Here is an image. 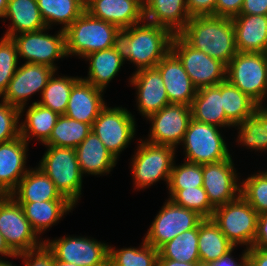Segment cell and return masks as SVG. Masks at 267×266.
<instances>
[{
    "instance_id": "cell-1",
    "label": "cell",
    "mask_w": 267,
    "mask_h": 266,
    "mask_svg": "<svg viewBox=\"0 0 267 266\" xmlns=\"http://www.w3.org/2000/svg\"><path fill=\"white\" fill-rule=\"evenodd\" d=\"M128 28H121L114 35L113 49L123 61L137 66V71L156 67L171 50L174 34L164 26L144 20Z\"/></svg>"
},
{
    "instance_id": "cell-2",
    "label": "cell",
    "mask_w": 267,
    "mask_h": 266,
    "mask_svg": "<svg viewBox=\"0 0 267 266\" xmlns=\"http://www.w3.org/2000/svg\"><path fill=\"white\" fill-rule=\"evenodd\" d=\"M178 34L191 47L221 61L226 66L238 52L232 18L191 17Z\"/></svg>"
},
{
    "instance_id": "cell-3",
    "label": "cell",
    "mask_w": 267,
    "mask_h": 266,
    "mask_svg": "<svg viewBox=\"0 0 267 266\" xmlns=\"http://www.w3.org/2000/svg\"><path fill=\"white\" fill-rule=\"evenodd\" d=\"M118 29L116 25L96 18L85 10L64 30L67 55L85 57L113 47Z\"/></svg>"
},
{
    "instance_id": "cell-4",
    "label": "cell",
    "mask_w": 267,
    "mask_h": 266,
    "mask_svg": "<svg viewBox=\"0 0 267 266\" xmlns=\"http://www.w3.org/2000/svg\"><path fill=\"white\" fill-rule=\"evenodd\" d=\"M48 146L40 167L62 196L76 205L82 190V173L73 148Z\"/></svg>"
},
{
    "instance_id": "cell-5",
    "label": "cell",
    "mask_w": 267,
    "mask_h": 266,
    "mask_svg": "<svg viewBox=\"0 0 267 266\" xmlns=\"http://www.w3.org/2000/svg\"><path fill=\"white\" fill-rule=\"evenodd\" d=\"M226 79L259 106L267 96V53L237 52L227 65Z\"/></svg>"
},
{
    "instance_id": "cell-6",
    "label": "cell",
    "mask_w": 267,
    "mask_h": 266,
    "mask_svg": "<svg viewBox=\"0 0 267 266\" xmlns=\"http://www.w3.org/2000/svg\"><path fill=\"white\" fill-rule=\"evenodd\" d=\"M237 195L233 201L215 208L211 219L234 246L243 244L249 249L256 236L259 214Z\"/></svg>"
},
{
    "instance_id": "cell-7",
    "label": "cell",
    "mask_w": 267,
    "mask_h": 266,
    "mask_svg": "<svg viewBox=\"0 0 267 266\" xmlns=\"http://www.w3.org/2000/svg\"><path fill=\"white\" fill-rule=\"evenodd\" d=\"M140 141V146L132 159L131 171L135 187L146 188L161 179L168 185L174 164L175 148Z\"/></svg>"
},
{
    "instance_id": "cell-8",
    "label": "cell",
    "mask_w": 267,
    "mask_h": 266,
    "mask_svg": "<svg viewBox=\"0 0 267 266\" xmlns=\"http://www.w3.org/2000/svg\"><path fill=\"white\" fill-rule=\"evenodd\" d=\"M171 51L181 61L197 89L216 86L226 80L227 66L224 63L191 47L179 34L172 38Z\"/></svg>"
},
{
    "instance_id": "cell-9",
    "label": "cell",
    "mask_w": 267,
    "mask_h": 266,
    "mask_svg": "<svg viewBox=\"0 0 267 266\" xmlns=\"http://www.w3.org/2000/svg\"><path fill=\"white\" fill-rule=\"evenodd\" d=\"M185 161L197 164L215 163L230 156L218 126L202 123L191 118L182 142Z\"/></svg>"
},
{
    "instance_id": "cell-10",
    "label": "cell",
    "mask_w": 267,
    "mask_h": 266,
    "mask_svg": "<svg viewBox=\"0 0 267 266\" xmlns=\"http://www.w3.org/2000/svg\"><path fill=\"white\" fill-rule=\"evenodd\" d=\"M0 233L15 253L32 251L44 245L25 217L23 208L10 195H0Z\"/></svg>"
},
{
    "instance_id": "cell-11",
    "label": "cell",
    "mask_w": 267,
    "mask_h": 266,
    "mask_svg": "<svg viewBox=\"0 0 267 266\" xmlns=\"http://www.w3.org/2000/svg\"><path fill=\"white\" fill-rule=\"evenodd\" d=\"M203 220L197 212L178 206L169 199L156 215L144 240L158 250L181 233L197 227Z\"/></svg>"
},
{
    "instance_id": "cell-12",
    "label": "cell",
    "mask_w": 267,
    "mask_h": 266,
    "mask_svg": "<svg viewBox=\"0 0 267 266\" xmlns=\"http://www.w3.org/2000/svg\"><path fill=\"white\" fill-rule=\"evenodd\" d=\"M134 116L125 108L105 107L91 126L106 149L117 159L135 135Z\"/></svg>"
},
{
    "instance_id": "cell-13",
    "label": "cell",
    "mask_w": 267,
    "mask_h": 266,
    "mask_svg": "<svg viewBox=\"0 0 267 266\" xmlns=\"http://www.w3.org/2000/svg\"><path fill=\"white\" fill-rule=\"evenodd\" d=\"M46 29L17 34L11 38L16 44L18 56L26 59V63L44 64L57 70L54 60L68 56L64 30H59L53 36L48 35Z\"/></svg>"
},
{
    "instance_id": "cell-14",
    "label": "cell",
    "mask_w": 267,
    "mask_h": 266,
    "mask_svg": "<svg viewBox=\"0 0 267 266\" xmlns=\"http://www.w3.org/2000/svg\"><path fill=\"white\" fill-rule=\"evenodd\" d=\"M54 258L78 266H108L109 245L88 237H62L44 240Z\"/></svg>"
},
{
    "instance_id": "cell-15",
    "label": "cell",
    "mask_w": 267,
    "mask_h": 266,
    "mask_svg": "<svg viewBox=\"0 0 267 266\" xmlns=\"http://www.w3.org/2000/svg\"><path fill=\"white\" fill-rule=\"evenodd\" d=\"M151 129L147 142L176 147L183 140L191 120V108L185 104L170 103L147 117Z\"/></svg>"
},
{
    "instance_id": "cell-16",
    "label": "cell",
    "mask_w": 267,
    "mask_h": 266,
    "mask_svg": "<svg viewBox=\"0 0 267 266\" xmlns=\"http://www.w3.org/2000/svg\"><path fill=\"white\" fill-rule=\"evenodd\" d=\"M55 69L44 64L25 63L17 68L10 80L2 100L20 109L22 114L28 97L41 91L47 86L48 80Z\"/></svg>"
},
{
    "instance_id": "cell-17",
    "label": "cell",
    "mask_w": 267,
    "mask_h": 266,
    "mask_svg": "<svg viewBox=\"0 0 267 266\" xmlns=\"http://www.w3.org/2000/svg\"><path fill=\"white\" fill-rule=\"evenodd\" d=\"M231 157L203 164L202 187L214 208L233 201L238 197L236 194H240L241 186L237 185V174Z\"/></svg>"
},
{
    "instance_id": "cell-18",
    "label": "cell",
    "mask_w": 267,
    "mask_h": 266,
    "mask_svg": "<svg viewBox=\"0 0 267 266\" xmlns=\"http://www.w3.org/2000/svg\"><path fill=\"white\" fill-rule=\"evenodd\" d=\"M155 68L163 79L169 103L191 106L197 88L193 85L178 57L170 50Z\"/></svg>"
},
{
    "instance_id": "cell-19",
    "label": "cell",
    "mask_w": 267,
    "mask_h": 266,
    "mask_svg": "<svg viewBox=\"0 0 267 266\" xmlns=\"http://www.w3.org/2000/svg\"><path fill=\"white\" fill-rule=\"evenodd\" d=\"M85 10L92 16L128 28L145 20L144 0H91Z\"/></svg>"
},
{
    "instance_id": "cell-20",
    "label": "cell",
    "mask_w": 267,
    "mask_h": 266,
    "mask_svg": "<svg viewBox=\"0 0 267 266\" xmlns=\"http://www.w3.org/2000/svg\"><path fill=\"white\" fill-rule=\"evenodd\" d=\"M27 146L21 136L0 144V195H11L29 171L25 168Z\"/></svg>"
},
{
    "instance_id": "cell-21",
    "label": "cell",
    "mask_w": 267,
    "mask_h": 266,
    "mask_svg": "<svg viewBox=\"0 0 267 266\" xmlns=\"http://www.w3.org/2000/svg\"><path fill=\"white\" fill-rule=\"evenodd\" d=\"M130 79L137 87L138 109L142 116L147 118L170 104L163 79L155 67L138 70Z\"/></svg>"
},
{
    "instance_id": "cell-22",
    "label": "cell",
    "mask_w": 267,
    "mask_h": 266,
    "mask_svg": "<svg viewBox=\"0 0 267 266\" xmlns=\"http://www.w3.org/2000/svg\"><path fill=\"white\" fill-rule=\"evenodd\" d=\"M103 90L94 87L82 78L72 87L65 116L92 126L106 107Z\"/></svg>"
},
{
    "instance_id": "cell-23",
    "label": "cell",
    "mask_w": 267,
    "mask_h": 266,
    "mask_svg": "<svg viewBox=\"0 0 267 266\" xmlns=\"http://www.w3.org/2000/svg\"><path fill=\"white\" fill-rule=\"evenodd\" d=\"M232 21L238 52L267 53V15L239 14Z\"/></svg>"
},
{
    "instance_id": "cell-24",
    "label": "cell",
    "mask_w": 267,
    "mask_h": 266,
    "mask_svg": "<svg viewBox=\"0 0 267 266\" xmlns=\"http://www.w3.org/2000/svg\"><path fill=\"white\" fill-rule=\"evenodd\" d=\"M144 18L147 22L164 26L178 34L191 18L186 0H144Z\"/></svg>"
},
{
    "instance_id": "cell-25",
    "label": "cell",
    "mask_w": 267,
    "mask_h": 266,
    "mask_svg": "<svg viewBox=\"0 0 267 266\" xmlns=\"http://www.w3.org/2000/svg\"><path fill=\"white\" fill-rule=\"evenodd\" d=\"M75 151L82 175L109 173L116 166L117 159L93 131L75 148Z\"/></svg>"
},
{
    "instance_id": "cell-26",
    "label": "cell",
    "mask_w": 267,
    "mask_h": 266,
    "mask_svg": "<svg viewBox=\"0 0 267 266\" xmlns=\"http://www.w3.org/2000/svg\"><path fill=\"white\" fill-rule=\"evenodd\" d=\"M190 108L192 119L196 121L218 127L233 126L226 119L222 107L221 82L216 86L197 89Z\"/></svg>"
},
{
    "instance_id": "cell-27",
    "label": "cell",
    "mask_w": 267,
    "mask_h": 266,
    "mask_svg": "<svg viewBox=\"0 0 267 266\" xmlns=\"http://www.w3.org/2000/svg\"><path fill=\"white\" fill-rule=\"evenodd\" d=\"M10 196L16 202L68 200L61 195L55 184L40 167L33 170L30 169Z\"/></svg>"
},
{
    "instance_id": "cell-28",
    "label": "cell",
    "mask_w": 267,
    "mask_h": 266,
    "mask_svg": "<svg viewBox=\"0 0 267 266\" xmlns=\"http://www.w3.org/2000/svg\"><path fill=\"white\" fill-rule=\"evenodd\" d=\"M4 18L12 20L5 37L11 38L21 33L39 31L47 28L37 0H8Z\"/></svg>"
},
{
    "instance_id": "cell-29",
    "label": "cell",
    "mask_w": 267,
    "mask_h": 266,
    "mask_svg": "<svg viewBox=\"0 0 267 266\" xmlns=\"http://www.w3.org/2000/svg\"><path fill=\"white\" fill-rule=\"evenodd\" d=\"M17 203L22 206L25 217L37 235L58 222L64 213L67 214L75 206L69 200Z\"/></svg>"
},
{
    "instance_id": "cell-30",
    "label": "cell",
    "mask_w": 267,
    "mask_h": 266,
    "mask_svg": "<svg viewBox=\"0 0 267 266\" xmlns=\"http://www.w3.org/2000/svg\"><path fill=\"white\" fill-rule=\"evenodd\" d=\"M234 247L212 219H204L198 225V251L201 265L218 260Z\"/></svg>"
},
{
    "instance_id": "cell-31",
    "label": "cell",
    "mask_w": 267,
    "mask_h": 266,
    "mask_svg": "<svg viewBox=\"0 0 267 266\" xmlns=\"http://www.w3.org/2000/svg\"><path fill=\"white\" fill-rule=\"evenodd\" d=\"M84 58L90 60V63L89 76L88 78H83V80L103 91L117 72H119L124 62L120 54L113 47L90 53Z\"/></svg>"
},
{
    "instance_id": "cell-32",
    "label": "cell",
    "mask_w": 267,
    "mask_h": 266,
    "mask_svg": "<svg viewBox=\"0 0 267 266\" xmlns=\"http://www.w3.org/2000/svg\"><path fill=\"white\" fill-rule=\"evenodd\" d=\"M60 115L49 108L33 102L26 112V118L20 124V135L28 143L36 137L43 144L49 139L52 129Z\"/></svg>"
},
{
    "instance_id": "cell-33",
    "label": "cell",
    "mask_w": 267,
    "mask_h": 266,
    "mask_svg": "<svg viewBox=\"0 0 267 266\" xmlns=\"http://www.w3.org/2000/svg\"><path fill=\"white\" fill-rule=\"evenodd\" d=\"M222 107L226 119L235 127L260 107L227 79L221 82Z\"/></svg>"
},
{
    "instance_id": "cell-34",
    "label": "cell",
    "mask_w": 267,
    "mask_h": 266,
    "mask_svg": "<svg viewBox=\"0 0 267 266\" xmlns=\"http://www.w3.org/2000/svg\"><path fill=\"white\" fill-rule=\"evenodd\" d=\"M37 5L48 29L59 23L65 30L85 11L83 0H37Z\"/></svg>"
},
{
    "instance_id": "cell-35",
    "label": "cell",
    "mask_w": 267,
    "mask_h": 266,
    "mask_svg": "<svg viewBox=\"0 0 267 266\" xmlns=\"http://www.w3.org/2000/svg\"><path fill=\"white\" fill-rule=\"evenodd\" d=\"M157 259L200 263L198 251V226L181 233L158 249Z\"/></svg>"
},
{
    "instance_id": "cell-36",
    "label": "cell",
    "mask_w": 267,
    "mask_h": 266,
    "mask_svg": "<svg viewBox=\"0 0 267 266\" xmlns=\"http://www.w3.org/2000/svg\"><path fill=\"white\" fill-rule=\"evenodd\" d=\"M91 132V125L60 115L44 145L75 149Z\"/></svg>"
},
{
    "instance_id": "cell-37",
    "label": "cell",
    "mask_w": 267,
    "mask_h": 266,
    "mask_svg": "<svg viewBox=\"0 0 267 266\" xmlns=\"http://www.w3.org/2000/svg\"><path fill=\"white\" fill-rule=\"evenodd\" d=\"M240 129L238 143L251 149H267V106H260L253 115L237 125Z\"/></svg>"
},
{
    "instance_id": "cell-38",
    "label": "cell",
    "mask_w": 267,
    "mask_h": 266,
    "mask_svg": "<svg viewBox=\"0 0 267 266\" xmlns=\"http://www.w3.org/2000/svg\"><path fill=\"white\" fill-rule=\"evenodd\" d=\"M81 79L76 77H54L48 80L47 86L43 89L42 100L37 101L40 105L51 109L59 115H64L67 110L72 87Z\"/></svg>"
},
{
    "instance_id": "cell-39",
    "label": "cell",
    "mask_w": 267,
    "mask_h": 266,
    "mask_svg": "<svg viewBox=\"0 0 267 266\" xmlns=\"http://www.w3.org/2000/svg\"><path fill=\"white\" fill-rule=\"evenodd\" d=\"M140 248L109 247L108 266H157L158 250L143 239Z\"/></svg>"
},
{
    "instance_id": "cell-40",
    "label": "cell",
    "mask_w": 267,
    "mask_h": 266,
    "mask_svg": "<svg viewBox=\"0 0 267 266\" xmlns=\"http://www.w3.org/2000/svg\"><path fill=\"white\" fill-rule=\"evenodd\" d=\"M170 200L181 207L197 212L204 219H211L215 208L211 205L202 186L190 189H169Z\"/></svg>"
},
{
    "instance_id": "cell-41",
    "label": "cell",
    "mask_w": 267,
    "mask_h": 266,
    "mask_svg": "<svg viewBox=\"0 0 267 266\" xmlns=\"http://www.w3.org/2000/svg\"><path fill=\"white\" fill-rule=\"evenodd\" d=\"M240 195L258 213L267 212V172L257 173L241 183Z\"/></svg>"
},
{
    "instance_id": "cell-42",
    "label": "cell",
    "mask_w": 267,
    "mask_h": 266,
    "mask_svg": "<svg viewBox=\"0 0 267 266\" xmlns=\"http://www.w3.org/2000/svg\"><path fill=\"white\" fill-rule=\"evenodd\" d=\"M203 186V164L185 161L184 164L172 167L169 189H190Z\"/></svg>"
},
{
    "instance_id": "cell-43",
    "label": "cell",
    "mask_w": 267,
    "mask_h": 266,
    "mask_svg": "<svg viewBox=\"0 0 267 266\" xmlns=\"http://www.w3.org/2000/svg\"><path fill=\"white\" fill-rule=\"evenodd\" d=\"M18 52L12 38L3 37L0 40V97L7 90L8 84L18 65Z\"/></svg>"
},
{
    "instance_id": "cell-44",
    "label": "cell",
    "mask_w": 267,
    "mask_h": 266,
    "mask_svg": "<svg viewBox=\"0 0 267 266\" xmlns=\"http://www.w3.org/2000/svg\"><path fill=\"white\" fill-rule=\"evenodd\" d=\"M0 103V144L20 137V109L5 101Z\"/></svg>"
},
{
    "instance_id": "cell-45",
    "label": "cell",
    "mask_w": 267,
    "mask_h": 266,
    "mask_svg": "<svg viewBox=\"0 0 267 266\" xmlns=\"http://www.w3.org/2000/svg\"><path fill=\"white\" fill-rule=\"evenodd\" d=\"M16 257L24 258L25 266H53V254L45 245L32 251L16 254Z\"/></svg>"
},
{
    "instance_id": "cell-46",
    "label": "cell",
    "mask_w": 267,
    "mask_h": 266,
    "mask_svg": "<svg viewBox=\"0 0 267 266\" xmlns=\"http://www.w3.org/2000/svg\"><path fill=\"white\" fill-rule=\"evenodd\" d=\"M217 0H186V6L190 17L215 16Z\"/></svg>"
},
{
    "instance_id": "cell-47",
    "label": "cell",
    "mask_w": 267,
    "mask_h": 266,
    "mask_svg": "<svg viewBox=\"0 0 267 266\" xmlns=\"http://www.w3.org/2000/svg\"><path fill=\"white\" fill-rule=\"evenodd\" d=\"M244 0H217L215 17L233 18L240 14Z\"/></svg>"
},
{
    "instance_id": "cell-48",
    "label": "cell",
    "mask_w": 267,
    "mask_h": 266,
    "mask_svg": "<svg viewBox=\"0 0 267 266\" xmlns=\"http://www.w3.org/2000/svg\"><path fill=\"white\" fill-rule=\"evenodd\" d=\"M251 248L267 250V212L258 215L256 236Z\"/></svg>"
},
{
    "instance_id": "cell-49",
    "label": "cell",
    "mask_w": 267,
    "mask_h": 266,
    "mask_svg": "<svg viewBox=\"0 0 267 266\" xmlns=\"http://www.w3.org/2000/svg\"><path fill=\"white\" fill-rule=\"evenodd\" d=\"M240 14L267 15V0H244Z\"/></svg>"
},
{
    "instance_id": "cell-50",
    "label": "cell",
    "mask_w": 267,
    "mask_h": 266,
    "mask_svg": "<svg viewBox=\"0 0 267 266\" xmlns=\"http://www.w3.org/2000/svg\"><path fill=\"white\" fill-rule=\"evenodd\" d=\"M234 250V248L232 250H230L225 256L219 258L218 260L211 262V263H207L201 266H247V253H248V249L246 248V250L243 252L242 257H241V262H236L232 256L231 253Z\"/></svg>"
},
{
    "instance_id": "cell-51",
    "label": "cell",
    "mask_w": 267,
    "mask_h": 266,
    "mask_svg": "<svg viewBox=\"0 0 267 266\" xmlns=\"http://www.w3.org/2000/svg\"><path fill=\"white\" fill-rule=\"evenodd\" d=\"M247 266H267V250L249 248L247 253Z\"/></svg>"
},
{
    "instance_id": "cell-52",
    "label": "cell",
    "mask_w": 267,
    "mask_h": 266,
    "mask_svg": "<svg viewBox=\"0 0 267 266\" xmlns=\"http://www.w3.org/2000/svg\"><path fill=\"white\" fill-rule=\"evenodd\" d=\"M157 266H201V263L179 262L171 259H157Z\"/></svg>"
},
{
    "instance_id": "cell-53",
    "label": "cell",
    "mask_w": 267,
    "mask_h": 266,
    "mask_svg": "<svg viewBox=\"0 0 267 266\" xmlns=\"http://www.w3.org/2000/svg\"><path fill=\"white\" fill-rule=\"evenodd\" d=\"M0 254L3 256H9V257H16V254L9 248L7 245L5 238L0 233Z\"/></svg>"
},
{
    "instance_id": "cell-54",
    "label": "cell",
    "mask_w": 267,
    "mask_h": 266,
    "mask_svg": "<svg viewBox=\"0 0 267 266\" xmlns=\"http://www.w3.org/2000/svg\"><path fill=\"white\" fill-rule=\"evenodd\" d=\"M8 0H0V18H4L7 10Z\"/></svg>"
},
{
    "instance_id": "cell-55",
    "label": "cell",
    "mask_w": 267,
    "mask_h": 266,
    "mask_svg": "<svg viewBox=\"0 0 267 266\" xmlns=\"http://www.w3.org/2000/svg\"><path fill=\"white\" fill-rule=\"evenodd\" d=\"M53 266H78V265L69 262H63L61 260L54 258L53 256Z\"/></svg>"
},
{
    "instance_id": "cell-56",
    "label": "cell",
    "mask_w": 267,
    "mask_h": 266,
    "mask_svg": "<svg viewBox=\"0 0 267 266\" xmlns=\"http://www.w3.org/2000/svg\"><path fill=\"white\" fill-rule=\"evenodd\" d=\"M0 266H13L10 262L0 259Z\"/></svg>"
},
{
    "instance_id": "cell-57",
    "label": "cell",
    "mask_w": 267,
    "mask_h": 266,
    "mask_svg": "<svg viewBox=\"0 0 267 266\" xmlns=\"http://www.w3.org/2000/svg\"><path fill=\"white\" fill-rule=\"evenodd\" d=\"M91 0H83L85 6L90 2Z\"/></svg>"
}]
</instances>
